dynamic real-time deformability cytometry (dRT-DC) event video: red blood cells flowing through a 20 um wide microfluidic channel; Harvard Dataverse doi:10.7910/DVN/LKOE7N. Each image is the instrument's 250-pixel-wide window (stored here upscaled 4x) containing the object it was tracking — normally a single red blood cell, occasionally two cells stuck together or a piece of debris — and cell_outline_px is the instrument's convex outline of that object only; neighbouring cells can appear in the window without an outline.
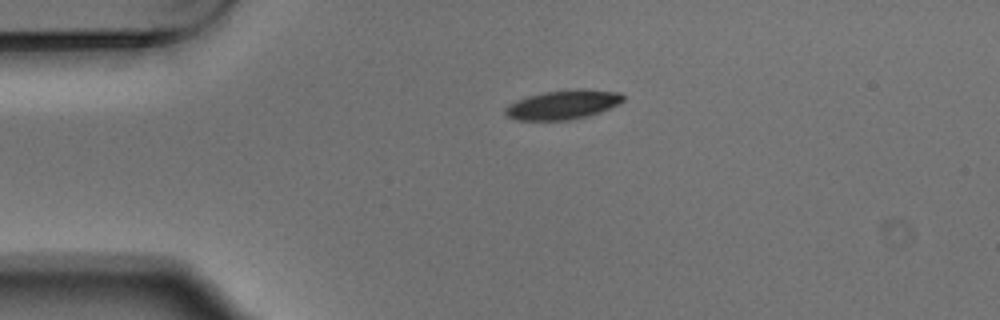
{"species": "Egyptian fruit bat (a non-hibernating species)", "species_latin": "Rousettus aegyptiacus", "temperature_condition": "warm", "stored_images_in_passage": 1, "camera_frame_rate_fps": 3000, "um_per_image_px": 0.085, "animal": {"sex": "male"}, "frame": {"image": 1, "passage_image": 1, "time_ms": 0.0, "image_size_px": [1000, 320], "cell_outline_px": [[624, 100], [620, 104], [600, 112], [588, 116], [568, 120], [516, 120], [508, 116], [504, 112], [504, 108], [508, 104], [516, 100], [528, 96], [544, 92], [580, 88], [584, 88], [620, 92], [624, 96]], "centroid_in_image_um": [47.87, 8.89], "position_along_channel_um": 37.1, "area_um2": 20.29}}